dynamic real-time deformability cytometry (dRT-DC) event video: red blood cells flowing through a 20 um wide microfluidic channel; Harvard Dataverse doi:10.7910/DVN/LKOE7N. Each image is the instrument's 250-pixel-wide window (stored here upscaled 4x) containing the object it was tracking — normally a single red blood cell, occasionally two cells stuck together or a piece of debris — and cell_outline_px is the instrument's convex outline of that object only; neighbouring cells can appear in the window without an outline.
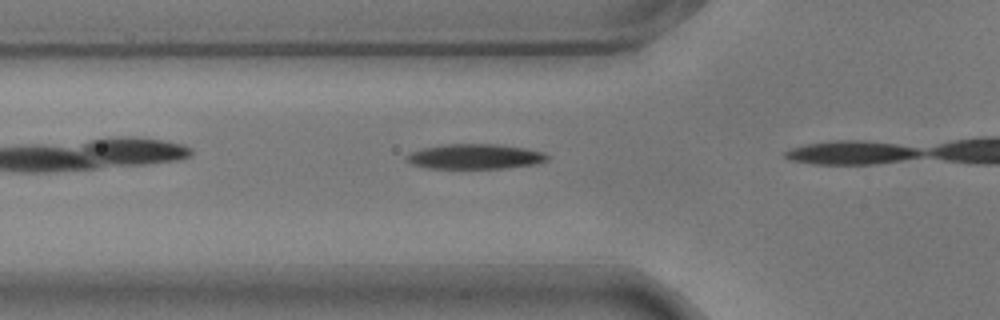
{"species": "common noctule bat (a hibernating species)", "species_latin": "Nyctalus noctula", "temperature_condition": "warm", "stored_images_in_passage": 5, "camera_frame_rate_fps": 3000, "um_per_image_px": 0.085, "animal": {"sex": "male", "body_mass_g": 17.9}, "frame": {"image": 1, "passage_image": 4, "time_ms": 1.0, "image_size_px": [1000, 320], "cell_outline_px": [[548, 160], [536, 164], [504, 168], [428, 168], [412, 164], [404, 160], [404, 156], [408, 152], [420, 148], [448, 144], [496, 144], [528, 148], [544, 152], [548, 156]], "centroid_in_image_um": [40.34, 13.3], "position_along_channel_um": 85.5, "area_um2": 20.75}}